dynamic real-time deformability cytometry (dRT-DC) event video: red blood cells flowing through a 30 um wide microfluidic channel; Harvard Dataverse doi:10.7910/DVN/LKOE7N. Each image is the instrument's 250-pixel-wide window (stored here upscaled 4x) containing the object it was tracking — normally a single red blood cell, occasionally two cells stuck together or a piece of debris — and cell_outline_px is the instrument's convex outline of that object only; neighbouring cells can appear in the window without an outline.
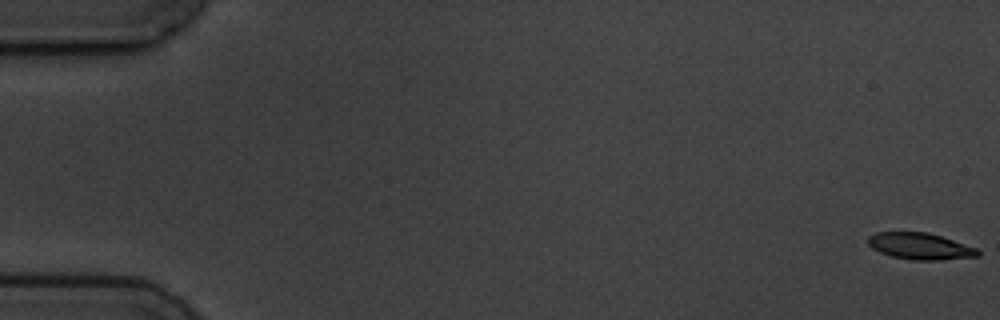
{"species": "common noctule bat (a hibernating species)", "species_latin": "Nyctalus noctula", "temperature_condition": "cold", "stored_images_in_passage": 5, "camera_frame_rate_fps": 3000, "um_per_image_px": 0.085, "animal": {"sex": "male", "body_mass_g": 19.5, "forearm_length_mm": 54.6}, "frame": {"image": 1, "passage_image": 1, "time_ms": 0.0, "image_size_px": [1000, 320], "cell_outline_px": [[980, 256], [940, 260], [912, 260], [892, 256], [880, 252], [872, 248], [868, 244], [868, 236], [876, 232], [928, 232], [976, 248], [980, 252]], "centroid_in_image_um": [78.19, 20.93], "position_along_channel_um": 6.8, "area_um2": 16.88}}
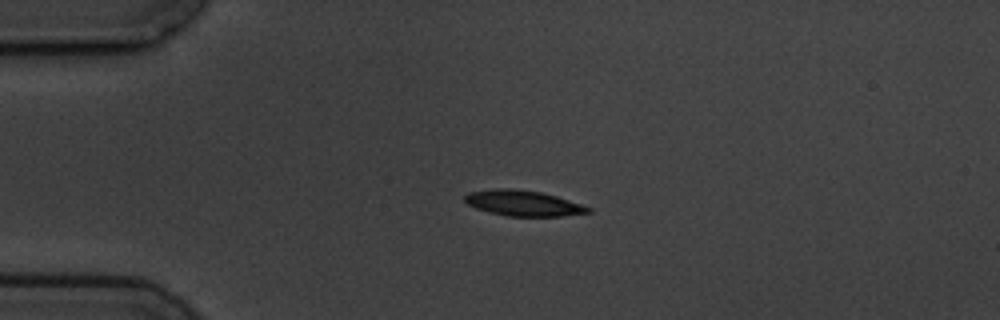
{"frame": {"image": 2, "passage_image": 4, "time_ms": 4.333, "image_size_px": [1000, 320], "cell_outline_px": [[592, 212], [564, 216], [508, 216], [488, 212], [476, 208], [468, 204], [464, 200], [464, 196], [468, 192], [496, 188], [512, 188], [540, 192], [556, 196], [592, 208]], "centroid_in_image_um": [44.46, 17.27], "position_along_channel_um": 40.5, "area_um2": 18.38}}